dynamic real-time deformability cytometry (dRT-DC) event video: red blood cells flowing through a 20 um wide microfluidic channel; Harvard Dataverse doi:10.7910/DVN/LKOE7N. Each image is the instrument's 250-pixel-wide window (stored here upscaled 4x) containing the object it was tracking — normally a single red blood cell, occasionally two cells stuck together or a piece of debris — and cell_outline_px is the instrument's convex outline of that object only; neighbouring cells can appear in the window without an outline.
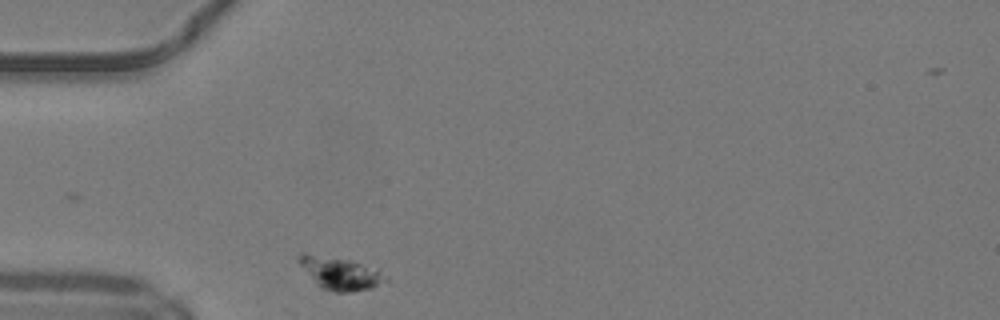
{"species": "common noctule bat (a hibernating species)", "species_latin": "Nyctalus noctula", "temperature_condition": "warm", "stored_images_in_passage": 28, "camera_frame_rate_fps": 3000, "um_per_image_px": 0.085, "animal": {"sex": "male", "body_mass_g": 19.2, "forearm_length_mm": 51.8}, "frame": {"image": 1, "passage_image": 1, "time_ms": 0.0, "image_size_px": [1000, 320], "cell_outline_px": [[388, 280], [372, 288], [352, 292], [336, 292], [320, 288], [316, 284], [296, 260], [300, 252], [304, 252], [348, 260], [380, 268], [388, 276]], "centroid_in_image_um": [28.95, 23.23], "position_along_channel_um": 56.1, "area_um2": 16.76}}
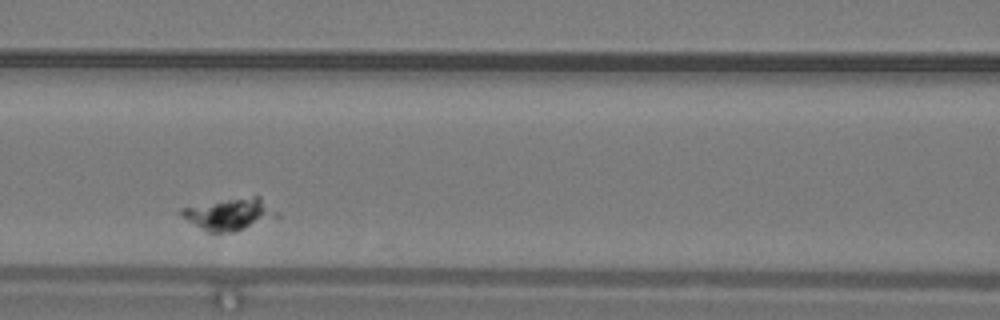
{"frame": {"image": 2, "passage_image": 9, "time_ms": 2.667, "image_size_px": [1000, 320], "cell_outline_px": [[280, 216], [236, 232], [204, 232], [176, 212], [180, 208], [252, 196], [260, 196], [280, 212]], "centroid_in_image_um": [19.54, 18.23], "position_along_channel_um": 147.1, "area_um2": 17.8}}
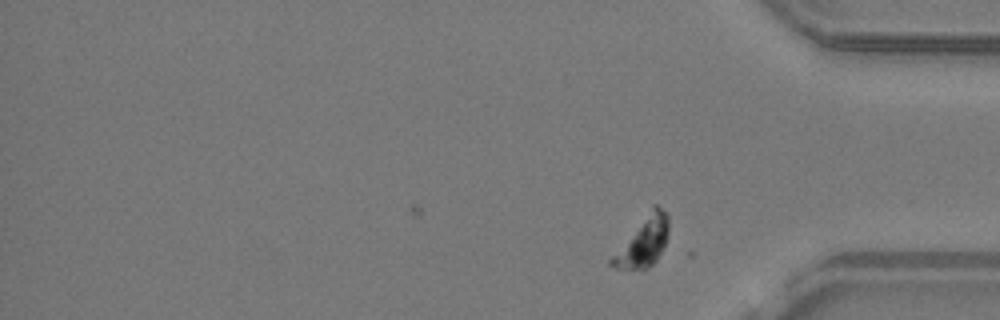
{"frame": {"image": 3, "passage_image": 28, "time_ms": 9.0, "image_size_px": [1000, 320], "cell_outline_px": [[668, 232], [664, 244], [656, 260], [648, 268], [616, 268], [608, 264], [608, 260], [652, 204], [656, 204], [668, 212]], "centroid_in_image_um": [54.65, 20.49], "position_along_channel_um": 380.5, "area_um2": 16.36}}